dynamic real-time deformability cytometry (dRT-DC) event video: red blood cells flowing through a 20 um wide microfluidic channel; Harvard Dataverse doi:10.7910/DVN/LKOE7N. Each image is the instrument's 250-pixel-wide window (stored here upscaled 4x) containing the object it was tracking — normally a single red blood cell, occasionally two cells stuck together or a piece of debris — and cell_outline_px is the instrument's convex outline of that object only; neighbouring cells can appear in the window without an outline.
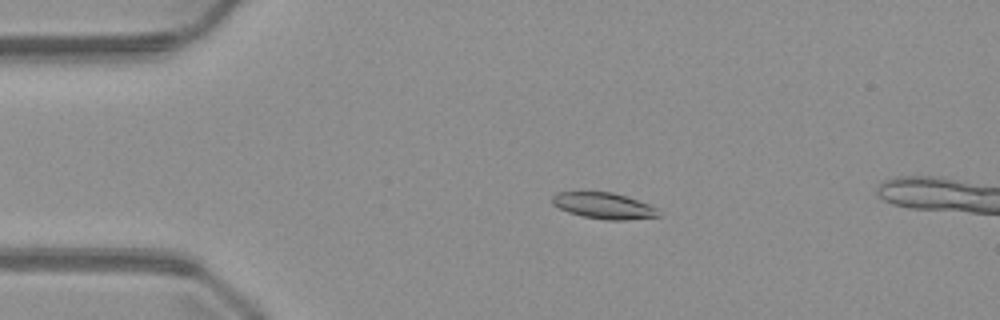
{"species": "common noctule bat (a hibernating species)", "species_latin": "Nyctalus noctula", "temperature_condition": "warm", "stored_images_in_passage": 8, "camera_frame_rate_fps": 3000, "um_per_image_px": 0.085, "animal": {"sex": "male", "body_mass_g": 23.1, "forearm_length_mm": 52.7}, "frame": {"image": 1, "passage_image": 4, "time_ms": 1.0, "image_size_px": [1000, 320], "cell_outline_px": [[660, 216], [624, 220], [604, 220], [584, 216], [568, 212], [552, 204], [552, 196], [556, 192], [612, 192], [648, 204], [656, 208]], "centroid_in_image_um": [51.28, 17.49], "position_along_channel_um": 33.7, "area_um2": 15.95}}